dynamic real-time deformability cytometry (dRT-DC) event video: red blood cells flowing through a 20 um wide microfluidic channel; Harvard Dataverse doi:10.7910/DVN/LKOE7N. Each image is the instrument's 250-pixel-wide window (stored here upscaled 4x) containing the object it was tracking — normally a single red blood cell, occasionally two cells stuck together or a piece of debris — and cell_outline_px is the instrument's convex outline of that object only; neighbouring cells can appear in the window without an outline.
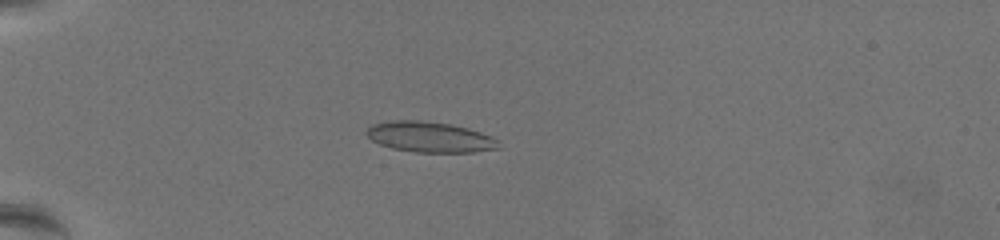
{"species": "common noctule bat (a hibernating species)", "species_latin": "Nyctalus noctula", "temperature_condition": "warm", "stored_images_in_passage": 46, "camera_frame_rate_fps": 3000, "um_per_image_px": 0.085, "animal": {"sex": "female", "body_mass_g": 19.5, "forearm_length_mm": 54.1}, "frame": {"image": 1, "passage_image": 2, "time_ms": 0.333, "image_size_px": [1000, 240], "cell_outline_px": [[500, 148], [472, 152], [416, 152], [392, 148], [380, 144], [372, 140], [364, 132], [372, 124], [392, 120], [420, 120], [448, 124], [468, 128], [480, 132], [496, 140]], "centroid_in_image_um": [36.48, 11.64], "position_along_channel_um": 48.5, "area_um2": 23.24}}
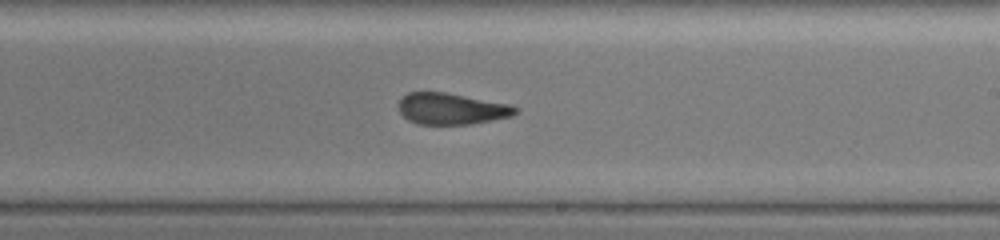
{"frame": {"image": 2, "passage_image": 23, "time_ms": 7.333, "image_size_px": [1000, 240], "cell_outline_px": [[520, 112], [512, 116], [472, 124], [416, 124], [408, 120], [400, 112], [400, 100], [408, 92], [444, 92], [508, 104], [520, 108]], "centroid_in_image_um": [38.41, 9.25], "position_along_channel_um": 250.6, "area_um2": 21.21}}
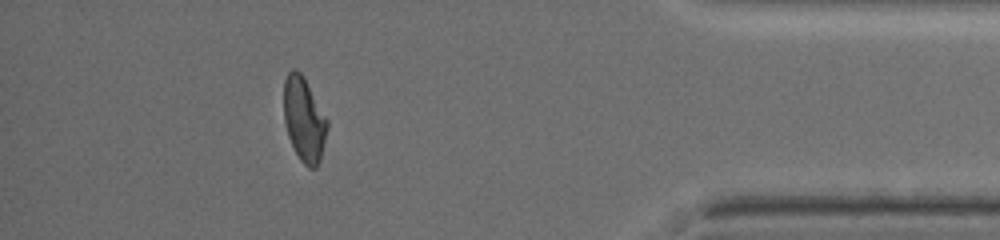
{"frame": {"image": 3, "passage_image": 40, "time_ms": 13.0, "image_size_px": [1000, 240], "cell_outline_px": [[328, 128], [320, 160], [316, 168], [308, 168], [300, 160], [288, 136], [284, 120], [284, 80], [288, 72], [292, 68], [296, 68], [304, 76], [328, 120]], "centroid_in_image_um": [25.85, 10.13], "position_along_channel_um": 409.4, "area_um2": 21.44}, "authors_computed_cell_mechanics": {"area_um2": 22.0218, "velocity_mm_per_s": 3.4342, "shape_relaxation_time_tau1_ms": null, "shape_relaxation_time_tau2_ms": 1.4831, "deformation_change_tau1": null, "deformation_change_tau2": 0.0851}}